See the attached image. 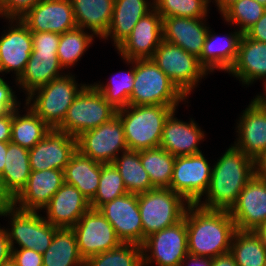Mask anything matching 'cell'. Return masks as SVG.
Segmentation results:
<instances>
[{
  "label": "cell",
  "instance_id": "1",
  "mask_svg": "<svg viewBox=\"0 0 266 266\" xmlns=\"http://www.w3.org/2000/svg\"><path fill=\"white\" fill-rule=\"evenodd\" d=\"M188 253L214 258L230 252L236 225L228 210L190 204L185 213Z\"/></svg>",
  "mask_w": 266,
  "mask_h": 266
},
{
  "label": "cell",
  "instance_id": "2",
  "mask_svg": "<svg viewBox=\"0 0 266 266\" xmlns=\"http://www.w3.org/2000/svg\"><path fill=\"white\" fill-rule=\"evenodd\" d=\"M254 174V160L231 144L213 165L205 200L196 204L206 209L229 211Z\"/></svg>",
  "mask_w": 266,
  "mask_h": 266
},
{
  "label": "cell",
  "instance_id": "3",
  "mask_svg": "<svg viewBox=\"0 0 266 266\" xmlns=\"http://www.w3.org/2000/svg\"><path fill=\"white\" fill-rule=\"evenodd\" d=\"M178 106L128 105L117 110L125 133L128 150L140 151L159 147L163 126Z\"/></svg>",
  "mask_w": 266,
  "mask_h": 266
},
{
  "label": "cell",
  "instance_id": "4",
  "mask_svg": "<svg viewBox=\"0 0 266 266\" xmlns=\"http://www.w3.org/2000/svg\"><path fill=\"white\" fill-rule=\"evenodd\" d=\"M188 100L152 59L134 60V83L129 105L179 106Z\"/></svg>",
  "mask_w": 266,
  "mask_h": 266
},
{
  "label": "cell",
  "instance_id": "5",
  "mask_svg": "<svg viewBox=\"0 0 266 266\" xmlns=\"http://www.w3.org/2000/svg\"><path fill=\"white\" fill-rule=\"evenodd\" d=\"M67 73V74H66ZM25 98L28 105L51 129L58 128L68 108L86 84H78L75 75L66 72Z\"/></svg>",
  "mask_w": 266,
  "mask_h": 266
},
{
  "label": "cell",
  "instance_id": "6",
  "mask_svg": "<svg viewBox=\"0 0 266 266\" xmlns=\"http://www.w3.org/2000/svg\"><path fill=\"white\" fill-rule=\"evenodd\" d=\"M190 203L170 188H154L138 194L143 227V243L150 234L173 226L184 219Z\"/></svg>",
  "mask_w": 266,
  "mask_h": 266
},
{
  "label": "cell",
  "instance_id": "7",
  "mask_svg": "<svg viewBox=\"0 0 266 266\" xmlns=\"http://www.w3.org/2000/svg\"><path fill=\"white\" fill-rule=\"evenodd\" d=\"M2 216L10 217V226L5 229L11 249L27 248L43 254L58 229L46 221L39 211L20 210L12 204L0 208V217Z\"/></svg>",
  "mask_w": 266,
  "mask_h": 266
},
{
  "label": "cell",
  "instance_id": "8",
  "mask_svg": "<svg viewBox=\"0 0 266 266\" xmlns=\"http://www.w3.org/2000/svg\"><path fill=\"white\" fill-rule=\"evenodd\" d=\"M114 109L93 84H86L68 108L66 117L57 128L77 138L95 129L116 115Z\"/></svg>",
  "mask_w": 266,
  "mask_h": 266
},
{
  "label": "cell",
  "instance_id": "9",
  "mask_svg": "<svg viewBox=\"0 0 266 266\" xmlns=\"http://www.w3.org/2000/svg\"><path fill=\"white\" fill-rule=\"evenodd\" d=\"M151 59L186 98L201 79L209 74L200 64L199 58L164 40Z\"/></svg>",
  "mask_w": 266,
  "mask_h": 266
},
{
  "label": "cell",
  "instance_id": "10",
  "mask_svg": "<svg viewBox=\"0 0 266 266\" xmlns=\"http://www.w3.org/2000/svg\"><path fill=\"white\" fill-rule=\"evenodd\" d=\"M141 246L143 266H180L189 254L185 216L177 224L150 234Z\"/></svg>",
  "mask_w": 266,
  "mask_h": 266
},
{
  "label": "cell",
  "instance_id": "11",
  "mask_svg": "<svg viewBox=\"0 0 266 266\" xmlns=\"http://www.w3.org/2000/svg\"><path fill=\"white\" fill-rule=\"evenodd\" d=\"M77 150L84 156L102 164L112 163L128 150L123 124L116 114L109 121L80 134Z\"/></svg>",
  "mask_w": 266,
  "mask_h": 266
},
{
  "label": "cell",
  "instance_id": "12",
  "mask_svg": "<svg viewBox=\"0 0 266 266\" xmlns=\"http://www.w3.org/2000/svg\"><path fill=\"white\" fill-rule=\"evenodd\" d=\"M203 153L177 156L174 162L170 189L190 204L202 200L211 180L212 167Z\"/></svg>",
  "mask_w": 266,
  "mask_h": 266
},
{
  "label": "cell",
  "instance_id": "13",
  "mask_svg": "<svg viewBox=\"0 0 266 266\" xmlns=\"http://www.w3.org/2000/svg\"><path fill=\"white\" fill-rule=\"evenodd\" d=\"M72 229L76 235L79 253L84 261L99 253L112 250L122 243L113 226L96 209L90 208Z\"/></svg>",
  "mask_w": 266,
  "mask_h": 266
},
{
  "label": "cell",
  "instance_id": "14",
  "mask_svg": "<svg viewBox=\"0 0 266 266\" xmlns=\"http://www.w3.org/2000/svg\"><path fill=\"white\" fill-rule=\"evenodd\" d=\"M242 112L233 146L255 161L266 147V96L256 95Z\"/></svg>",
  "mask_w": 266,
  "mask_h": 266
},
{
  "label": "cell",
  "instance_id": "15",
  "mask_svg": "<svg viewBox=\"0 0 266 266\" xmlns=\"http://www.w3.org/2000/svg\"><path fill=\"white\" fill-rule=\"evenodd\" d=\"M8 30L0 36V74L14 72L15 83L22 75L33 51L31 31L20 20L10 18ZM6 31V32H5Z\"/></svg>",
  "mask_w": 266,
  "mask_h": 266
},
{
  "label": "cell",
  "instance_id": "16",
  "mask_svg": "<svg viewBox=\"0 0 266 266\" xmlns=\"http://www.w3.org/2000/svg\"><path fill=\"white\" fill-rule=\"evenodd\" d=\"M77 150V139L57 128L50 129L45 137L29 150L31 171L64 170Z\"/></svg>",
  "mask_w": 266,
  "mask_h": 266
},
{
  "label": "cell",
  "instance_id": "17",
  "mask_svg": "<svg viewBox=\"0 0 266 266\" xmlns=\"http://www.w3.org/2000/svg\"><path fill=\"white\" fill-rule=\"evenodd\" d=\"M113 226L122 243L143 244V227L138 207V195L126 193L98 209Z\"/></svg>",
  "mask_w": 266,
  "mask_h": 266
},
{
  "label": "cell",
  "instance_id": "18",
  "mask_svg": "<svg viewBox=\"0 0 266 266\" xmlns=\"http://www.w3.org/2000/svg\"><path fill=\"white\" fill-rule=\"evenodd\" d=\"M236 229L254 231L266 220V177L254 174L229 210Z\"/></svg>",
  "mask_w": 266,
  "mask_h": 266
},
{
  "label": "cell",
  "instance_id": "19",
  "mask_svg": "<svg viewBox=\"0 0 266 266\" xmlns=\"http://www.w3.org/2000/svg\"><path fill=\"white\" fill-rule=\"evenodd\" d=\"M163 18L153 8L134 26L125 41L116 49L122 59H151L163 40Z\"/></svg>",
  "mask_w": 266,
  "mask_h": 266
},
{
  "label": "cell",
  "instance_id": "20",
  "mask_svg": "<svg viewBox=\"0 0 266 266\" xmlns=\"http://www.w3.org/2000/svg\"><path fill=\"white\" fill-rule=\"evenodd\" d=\"M20 20L31 32L62 34L77 27L70 0H41Z\"/></svg>",
  "mask_w": 266,
  "mask_h": 266
},
{
  "label": "cell",
  "instance_id": "21",
  "mask_svg": "<svg viewBox=\"0 0 266 266\" xmlns=\"http://www.w3.org/2000/svg\"><path fill=\"white\" fill-rule=\"evenodd\" d=\"M64 183L63 170L31 171L25 187L11 201V204L24 211H43Z\"/></svg>",
  "mask_w": 266,
  "mask_h": 266
},
{
  "label": "cell",
  "instance_id": "22",
  "mask_svg": "<svg viewBox=\"0 0 266 266\" xmlns=\"http://www.w3.org/2000/svg\"><path fill=\"white\" fill-rule=\"evenodd\" d=\"M90 208V201L75 186L64 183L43 208V217L57 228H72Z\"/></svg>",
  "mask_w": 266,
  "mask_h": 266
},
{
  "label": "cell",
  "instance_id": "23",
  "mask_svg": "<svg viewBox=\"0 0 266 266\" xmlns=\"http://www.w3.org/2000/svg\"><path fill=\"white\" fill-rule=\"evenodd\" d=\"M228 73L244 86H249L257 80L265 81L262 83L265 92L258 95L266 96V43L252 40L242 34L236 60Z\"/></svg>",
  "mask_w": 266,
  "mask_h": 266
},
{
  "label": "cell",
  "instance_id": "24",
  "mask_svg": "<svg viewBox=\"0 0 266 266\" xmlns=\"http://www.w3.org/2000/svg\"><path fill=\"white\" fill-rule=\"evenodd\" d=\"M176 111L165 120L160 147L175 157L201 153L198 147L205 131L192 118L186 122L175 117Z\"/></svg>",
  "mask_w": 266,
  "mask_h": 266
},
{
  "label": "cell",
  "instance_id": "25",
  "mask_svg": "<svg viewBox=\"0 0 266 266\" xmlns=\"http://www.w3.org/2000/svg\"><path fill=\"white\" fill-rule=\"evenodd\" d=\"M205 21L207 18H163V40L177 45L199 58L209 28H211Z\"/></svg>",
  "mask_w": 266,
  "mask_h": 266
},
{
  "label": "cell",
  "instance_id": "26",
  "mask_svg": "<svg viewBox=\"0 0 266 266\" xmlns=\"http://www.w3.org/2000/svg\"><path fill=\"white\" fill-rule=\"evenodd\" d=\"M209 29L199 57L200 64L210 74L214 70L228 72L234 64L241 33L234 29V32L225 36H217Z\"/></svg>",
  "mask_w": 266,
  "mask_h": 266
},
{
  "label": "cell",
  "instance_id": "27",
  "mask_svg": "<svg viewBox=\"0 0 266 266\" xmlns=\"http://www.w3.org/2000/svg\"><path fill=\"white\" fill-rule=\"evenodd\" d=\"M60 65L57 51H32L24 72L16 80L26 96L35 89L65 74ZM26 92V93H25Z\"/></svg>",
  "mask_w": 266,
  "mask_h": 266
},
{
  "label": "cell",
  "instance_id": "28",
  "mask_svg": "<svg viewBox=\"0 0 266 266\" xmlns=\"http://www.w3.org/2000/svg\"><path fill=\"white\" fill-rule=\"evenodd\" d=\"M153 8V0H115L110 28L102 39L108 40L110 37L117 49L136 23Z\"/></svg>",
  "mask_w": 266,
  "mask_h": 266
},
{
  "label": "cell",
  "instance_id": "29",
  "mask_svg": "<svg viewBox=\"0 0 266 266\" xmlns=\"http://www.w3.org/2000/svg\"><path fill=\"white\" fill-rule=\"evenodd\" d=\"M78 28L101 40L110 28L115 0H70Z\"/></svg>",
  "mask_w": 266,
  "mask_h": 266
},
{
  "label": "cell",
  "instance_id": "30",
  "mask_svg": "<svg viewBox=\"0 0 266 266\" xmlns=\"http://www.w3.org/2000/svg\"><path fill=\"white\" fill-rule=\"evenodd\" d=\"M63 171L65 183L75 186L89 201L94 198L99 187L101 163L76 150Z\"/></svg>",
  "mask_w": 266,
  "mask_h": 266
},
{
  "label": "cell",
  "instance_id": "31",
  "mask_svg": "<svg viewBox=\"0 0 266 266\" xmlns=\"http://www.w3.org/2000/svg\"><path fill=\"white\" fill-rule=\"evenodd\" d=\"M30 174L29 150L8 142L5 167L0 176L4 193L13 200L25 187Z\"/></svg>",
  "mask_w": 266,
  "mask_h": 266
},
{
  "label": "cell",
  "instance_id": "32",
  "mask_svg": "<svg viewBox=\"0 0 266 266\" xmlns=\"http://www.w3.org/2000/svg\"><path fill=\"white\" fill-rule=\"evenodd\" d=\"M43 266H85L75 232L72 228H58L50 246L42 254Z\"/></svg>",
  "mask_w": 266,
  "mask_h": 266
},
{
  "label": "cell",
  "instance_id": "33",
  "mask_svg": "<svg viewBox=\"0 0 266 266\" xmlns=\"http://www.w3.org/2000/svg\"><path fill=\"white\" fill-rule=\"evenodd\" d=\"M24 105V115L19 114L22 113L20 107L13 110L11 142L30 150L51 128L28 105Z\"/></svg>",
  "mask_w": 266,
  "mask_h": 266
},
{
  "label": "cell",
  "instance_id": "34",
  "mask_svg": "<svg viewBox=\"0 0 266 266\" xmlns=\"http://www.w3.org/2000/svg\"><path fill=\"white\" fill-rule=\"evenodd\" d=\"M119 171L128 193L141 194L154 189L140 161V151L127 150L112 162Z\"/></svg>",
  "mask_w": 266,
  "mask_h": 266
},
{
  "label": "cell",
  "instance_id": "35",
  "mask_svg": "<svg viewBox=\"0 0 266 266\" xmlns=\"http://www.w3.org/2000/svg\"><path fill=\"white\" fill-rule=\"evenodd\" d=\"M230 253L238 266H266V245L254 231L237 229Z\"/></svg>",
  "mask_w": 266,
  "mask_h": 266
},
{
  "label": "cell",
  "instance_id": "36",
  "mask_svg": "<svg viewBox=\"0 0 266 266\" xmlns=\"http://www.w3.org/2000/svg\"><path fill=\"white\" fill-rule=\"evenodd\" d=\"M175 156L162 147L140 150V161L155 188H169Z\"/></svg>",
  "mask_w": 266,
  "mask_h": 266
},
{
  "label": "cell",
  "instance_id": "37",
  "mask_svg": "<svg viewBox=\"0 0 266 266\" xmlns=\"http://www.w3.org/2000/svg\"><path fill=\"white\" fill-rule=\"evenodd\" d=\"M93 38L95 35L90 34V31L78 27L60 34L57 56L63 69L71 68L81 60L82 55L93 44Z\"/></svg>",
  "mask_w": 266,
  "mask_h": 266
},
{
  "label": "cell",
  "instance_id": "38",
  "mask_svg": "<svg viewBox=\"0 0 266 266\" xmlns=\"http://www.w3.org/2000/svg\"><path fill=\"white\" fill-rule=\"evenodd\" d=\"M123 60H125L127 65L131 64L132 66L125 73L122 71L117 73H121L122 76L110 77V81L107 84L100 83V81L99 83L94 82L93 84L106 101L116 110L123 109L129 105V97L132 93L134 83V60Z\"/></svg>",
  "mask_w": 266,
  "mask_h": 266
},
{
  "label": "cell",
  "instance_id": "39",
  "mask_svg": "<svg viewBox=\"0 0 266 266\" xmlns=\"http://www.w3.org/2000/svg\"><path fill=\"white\" fill-rule=\"evenodd\" d=\"M85 266H143L142 246L121 243L112 250L88 258Z\"/></svg>",
  "mask_w": 266,
  "mask_h": 266
},
{
  "label": "cell",
  "instance_id": "40",
  "mask_svg": "<svg viewBox=\"0 0 266 266\" xmlns=\"http://www.w3.org/2000/svg\"><path fill=\"white\" fill-rule=\"evenodd\" d=\"M128 193L122 177L113 163H101V176L96 195L90 201V207L98 210L103 204Z\"/></svg>",
  "mask_w": 266,
  "mask_h": 266
},
{
  "label": "cell",
  "instance_id": "41",
  "mask_svg": "<svg viewBox=\"0 0 266 266\" xmlns=\"http://www.w3.org/2000/svg\"><path fill=\"white\" fill-rule=\"evenodd\" d=\"M266 7L255 0H237L221 15L228 25L238 26V31L244 34L264 14Z\"/></svg>",
  "mask_w": 266,
  "mask_h": 266
},
{
  "label": "cell",
  "instance_id": "42",
  "mask_svg": "<svg viewBox=\"0 0 266 266\" xmlns=\"http://www.w3.org/2000/svg\"><path fill=\"white\" fill-rule=\"evenodd\" d=\"M154 9L166 17L206 18L209 0H153Z\"/></svg>",
  "mask_w": 266,
  "mask_h": 266
},
{
  "label": "cell",
  "instance_id": "43",
  "mask_svg": "<svg viewBox=\"0 0 266 266\" xmlns=\"http://www.w3.org/2000/svg\"><path fill=\"white\" fill-rule=\"evenodd\" d=\"M41 0H0V17L21 18Z\"/></svg>",
  "mask_w": 266,
  "mask_h": 266
},
{
  "label": "cell",
  "instance_id": "44",
  "mask_svg": "<svg viewBox=\"0 0 266 266\" xmlns=\"http://www.w3.org/2000/svg\"><path fill=\"white\" fill-rule=\"evenodd\" d=\"M33 51H57L60 34L55 32H31Z\"/></svg>",
  "mask_w": 266,
  "mask_h": 266
},
{
  "label": "cell",
  "instance_id": "45",
  "mask_svg": "<svg viewBox=\"0 0 266 266\" xmlns=\"http://www.w3.org/2000/svg\"><path fill=\"white\" fill-rule=\"evenodd\" d=\"M2 76L0 77V116L20 107L21 102L15 92ZM18 99V100H17Z\"/></svg>",
  "mask_w": 266,
  "mask_h": 266
},
{
  "label": "cell",
  "instance_id": "46",
  "mask_svg": "<svg viewBox=\"0 0 266 266\" xmlns=\"http://www.w3.org/2000/svg\"><path fill=\"white\" fill-rule=\"evenodd\" d=\"M11 259L17 266H43L42 254L33 249H12Z\"/></svg>",
  "mask_w": 266,
  "mask_h": 266
},
{
  "label": "cell",
  "instance_id": "47",
  "mask_svg": "<svg viewBox=\"0 0 266 266\" xmlns=\"http://www.w3.org/2000/svg\"><path fill=\"white\" fill-rule=\"evenodd\" d=\"M244 34L252 40L266 43V10L262 17Z\"/></svg>",
  "mask_w": 266,
  "mask_h": 266
},
{
  "label": "cell",
  "instance_id": "48",
  "mask_svg": "<svg viewBox=\"0 0 266 266\" xmlns=\"http://www.w3.org/2000/svg\"><path fill=\"white\" fill-rule=\"evenodd\" d=\"M13 120V110L0 116V142L11 141V129Z\"/></svg>",
  "mask_w": 266,
  "mask_h": 266
},
{
  "label": "cell",
  "instance_id": "49",
  "mask_svg": "<svg viewBox=\"0 0 266 266\" xmlns=\"http://www.w3.org/2000/svg\"><path fill=\"white\" fill-rule=\"evenodd\" d=\"M12 249L5 227L0 226V266L11 259Z\"/></svg>",
  "mask_w": 266,
  "mask_h": 266
},
{
  "label": "cell",
  "instance_id": "50",
  "mask_svg": "<svg viewBox=\"0 0 266 266\" xmlns=\"http://www.w3.org/2000/svg\"><path fill=\"white\" fill-rule=\"evenodd\" d=\"M212 258L193 256L188 254L181 262L180 266H211Z\"/></svg>",
  "mask_w": 266,
  "mask_h": 266
},
{
  "label": "cell",
  "instance_id": "51",
  "mask_svg": "<svg viewBox=\"0 0 266 266\" xmlns=\"http://www.w3.org/2000/svg\"><path fill=\"white\" fill-rule=\"evenodd\" d=\"M211 266H238L234 256L229 252L212 258Z\"/></svg>",
  "mask_w": 266,
  "mask_h": 266
},
{
  "label": "cell",
  "instance_id": "52",
  "mask_svg": "<svg viewBox=\"0 0 266 266\" xmlns=\"http://www.w3.org/2000/svg\"><path fill=\"white\" fill-rule=\"evenodd\" d=\"M255 174L266 177V147L254 161Z\"/></svg>",
  "mask_w": 266,
  "mask_h": 266
},
{
  "label": "cell",
  "instance_id": "53",
  "mask_svg": "<svg viewBox=\"0 0 266 266\" xmlns=\"http://www.w3.org/2000/svg\"><path fill=\"white\" fill-rule=\"evenodd\" d=\"M8 148V142H0V176L5 167V159Z\"/></svg>",
  "mask_w": 266,
  "mask_h": 266
},
{
  "label": "cell",
  "instance_id": "54",
  "mask_svg": "<svg viewBox=\"0 0 266 266\" xmlns=\"http://www.w3.org/2000/svg\"><path fill=\"white\" fill-rule=\"evenodd\" d=\"M237 0H213L215 2L216 8H218L219 13H223L230 5H232ZM211 2V0H209Z\"/></svg>",
  "mask_w": 266,
  "mask_h": 266
},
{
  "label": "cell",
  "instance_id": "55",
  "mask_svg": "<svg viewBox=\"0 0 266 266\" xmlns=\"http://www.w3.org/2000/svg\"><path fill=\"white\" fill-rule=\"evenodd\" d=\"M254 232L260 237V240L266 245V220L262 222Z\"/></svg>",
  "mask_w": 266,
  "mask_h": 266
},
{
  "label": "cell",
  "instance_id": "56",
  "mask_svg": "<svg viewBox=\"0 0 266 266\" xmlns=\"http://www.w3.org/2000/svg\"><path fill=\"white\" fill-rule=\"evenodd\" d=\"M11 199L4 193V189L2 186L1 178H0V208L11 204Z\"/></svg>",
  "mask_w": 266,
  "mask_h": 266
},
{
  "label": "cell",
  "instance_id": "57",
  "mask_svg": "<svg viewBox=\"0 0 266 266\" xmlns=\"http://www.w3.org/2000/svg\"><path fill=\"white\" fill-rule=\"evenodd\" d=\"M1 266H17V265L12 259H10L7 262L3 263Z\"/></svg>",
  "mask_w": 266,
  "mask_h": 266
},
{
  "label": "cell",
  "instance_id": "58",
  "mask_svg": "<svg viewBox=\"0 0 266 266\" xmlns=\"http://www.w3.org/2000/svg\"><path fill=\"white\" fill-rule=\"evenodd\" d=\"M266 7V0H255Z\"/></svg>",
  "mask_w": 266,
  "mask_h": 266
}]
</instances>
